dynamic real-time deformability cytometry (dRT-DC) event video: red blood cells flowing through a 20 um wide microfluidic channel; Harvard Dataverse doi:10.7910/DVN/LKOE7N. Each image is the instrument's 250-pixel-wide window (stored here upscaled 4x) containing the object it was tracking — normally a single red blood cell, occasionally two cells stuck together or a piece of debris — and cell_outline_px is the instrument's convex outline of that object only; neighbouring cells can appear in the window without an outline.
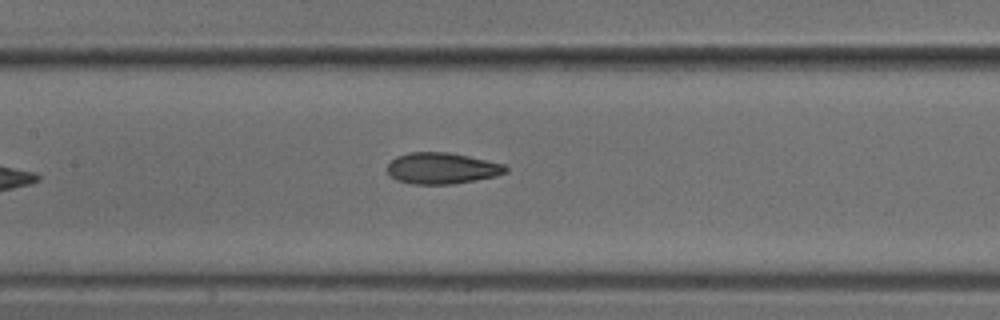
{"species": "common noctule bat (a hibernating species)", "species_latin": "Nyctalus noctula", "temperature_condition": "cold", "stored_images_in_passage": 5, "camera_frame_rate_fps": 3000, "um_per_image_px": 0.085, "animal": {"sex": "male", "body_mass_g": 18.8}, "frame": {"image": 1, "passage_image": 5, "time_ms": 1.333, "image_size_px": [1000, 320], "cell_outline_px": [[508, 172], [496, 176], [476, 180], [452, 184], [412, 184], [396, 180], [388, 172], [388, 164], [396, 156], [408, 152], [448, 152], [468, 156], [504, 164], [508, 168]], "centroid_in_image_um": [37.57, 14.3], "position_along_channel_um": 169.8, "area_um2": 21.56}}